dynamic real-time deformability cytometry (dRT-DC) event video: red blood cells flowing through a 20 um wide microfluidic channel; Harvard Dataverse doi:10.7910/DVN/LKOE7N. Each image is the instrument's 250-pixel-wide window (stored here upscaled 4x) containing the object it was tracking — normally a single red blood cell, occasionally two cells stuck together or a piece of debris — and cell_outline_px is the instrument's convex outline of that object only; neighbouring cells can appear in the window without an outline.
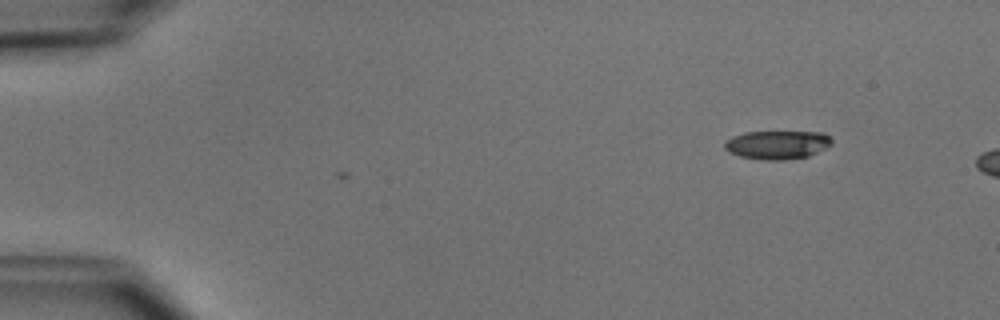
{"species": "common noctule bat (a hibernating species)", "species_latin": "Nyctalus noctula", "temperature_condition": "cold", "stored_images_in_passage": 3, "camera_frame_rate_fps": 3000, "um_per_image_px": 0.085, "animal": {"sex": "male", "body_mass_g": 15.6}, "frame": {"image": 1, "passage_image": 1, "time_ms": 0.0, "image_size_px": [1000, 320], "cell_outline_px": [[832, 144], [808, 156], [784, 160], [764, 160], [740, 156], [728, 152], [724, 148], [724, 140], [732, 136], [744, 132], [824, 132], [832, 140]], "centroid_in_image_um": [66.02, 12.3], "position_along_channel_um": 19.0, "area_um2": 17.86}}